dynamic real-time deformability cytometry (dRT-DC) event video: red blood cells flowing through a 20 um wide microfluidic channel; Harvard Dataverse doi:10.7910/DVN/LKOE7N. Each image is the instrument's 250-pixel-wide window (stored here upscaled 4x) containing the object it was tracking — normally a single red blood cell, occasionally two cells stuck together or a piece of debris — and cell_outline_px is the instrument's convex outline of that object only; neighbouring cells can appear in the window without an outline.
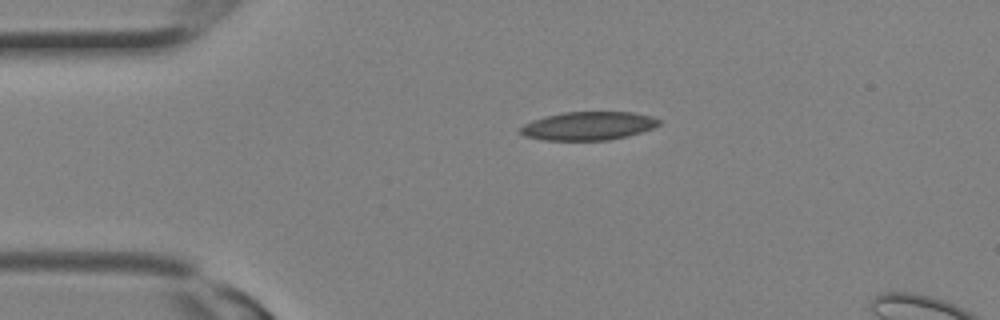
{"species": "Egyptian fruit bat (a non-hibernating species)", "species_latin": "Rousettus aegyptiacus", "temperature_condition": "room temperature", "stored_images_in_passage": 2, "camera_frame_rate_fps": 3000, "um_per_image_px": 0.085, "animal": {"sex": "female"}, "frame": {"image": 1, "passage_image": 1, "time_ms": 0.0, "image_size_px": [1000, 320], "cell_outline_px": [[660, 124], [652, 128], [628, 136], [608, 140], [544, 140], [524, 136], [520, 132], [520, 128], [524, 124], [532, 120], [544, 116], [564, 112], [632, 112], [652, 116], [660, 120]], "centroid_in_image_um": [49.99, 10.7], "position_along_channel_um": 35.0, "area_um2": 22.95}}